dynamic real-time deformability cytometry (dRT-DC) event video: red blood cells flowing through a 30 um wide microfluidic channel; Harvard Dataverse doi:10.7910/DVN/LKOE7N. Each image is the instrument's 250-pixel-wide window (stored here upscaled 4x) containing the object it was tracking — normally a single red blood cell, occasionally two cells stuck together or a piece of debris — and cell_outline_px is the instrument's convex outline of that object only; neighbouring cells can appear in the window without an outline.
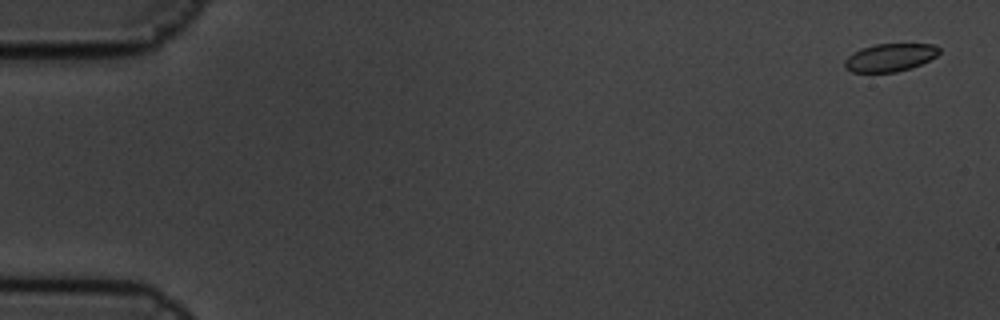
{"species": "common noctule bat (a hibernating species)", "species_latin": "Nyctalus noctula", "temperature_condition": "cold", "stored_images_in_passage": 4, "camera_frame_rate_fps": 3000, "um_per_image_px": 0.085, "animal": {"sex": "male", "body_mass_g": 19.5, "forearm_length_mm": 54.6}, "frame": {"image": 1, "passage_image": 1, "time_ms": 0.0, "image_size_px": [1000, 320], "cell_outline_px": [[940, 52], [936, 56], [920, 64], [896, 72], [852, 72], [844, 68], [844, 60], [852, 52], [860, 48], [876, 44], [932, 44], [940, 48]], "centroid_in_image_um": [75.6, 4.88], "position_along_channel_um": 9.4, "area_um2": 15.32}}